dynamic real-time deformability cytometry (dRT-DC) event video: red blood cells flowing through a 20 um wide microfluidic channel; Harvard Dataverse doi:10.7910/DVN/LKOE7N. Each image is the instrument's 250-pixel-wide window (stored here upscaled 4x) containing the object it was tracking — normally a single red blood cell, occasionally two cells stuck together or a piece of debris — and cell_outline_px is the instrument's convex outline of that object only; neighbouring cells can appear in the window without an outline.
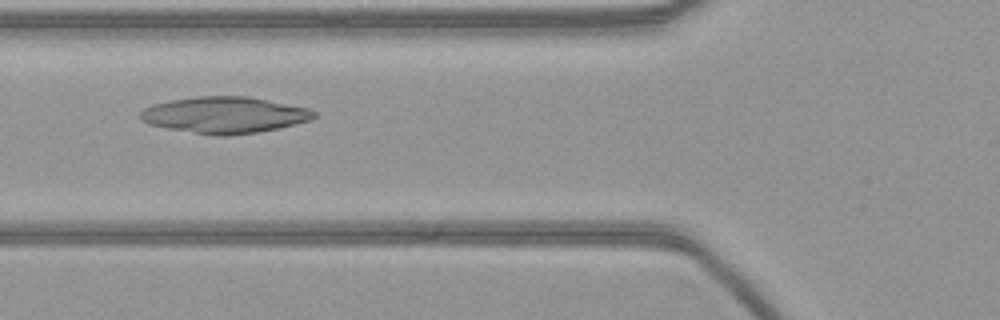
{"species": "common noctule bat (a hibernating species)", "species_latin": "Nyctalus noctula", "temperature_condition": "warm", "stored_images_in_passage": 51, "camera_frame_rate_fps": 3000, "um_per_image_px": 0.085, "animal": {"sex": "female", "body_mass_g": 21.9}, "frame": {"image": 1, "passage_image": 17, "time_ms": 5.333, "image_size_px": [1000, 320], "cell_outline_px": [[316, 116], [312, 120], [276, 128], [256, 132], [228, 136], [216, 136], [168, 128], [148, 124], [140, 120], [140, 112], [144, 108], [152, 104], [172, 100], [196, 96], [248, 96], [308, 108], [316, 112]], "centroid_in_image_um": [19.07, 9.77], "position_along_channel_um": 106.7, "area_um2": 36.7}}
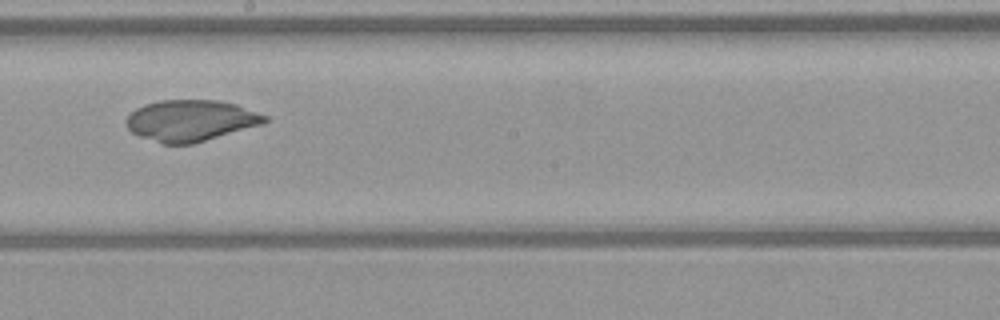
{"frame": {"image": 2, "passage_image": 27, "time_ms": 8.667, "image_size_px": [1000, 320], "cell_outline_px": [[268, 120], [264, 124], [192, 144], [164, 144], [140, 136], [132, 132], [124, 124], [124, 120], [136, 108], [144, 104], [160, 100], [216, 100], [236, 104], [268, 116]], "centroid_in_image_um": [16.21, 10.24], "position_along_channel_um": 232.0, "area_um2": 33.35}}
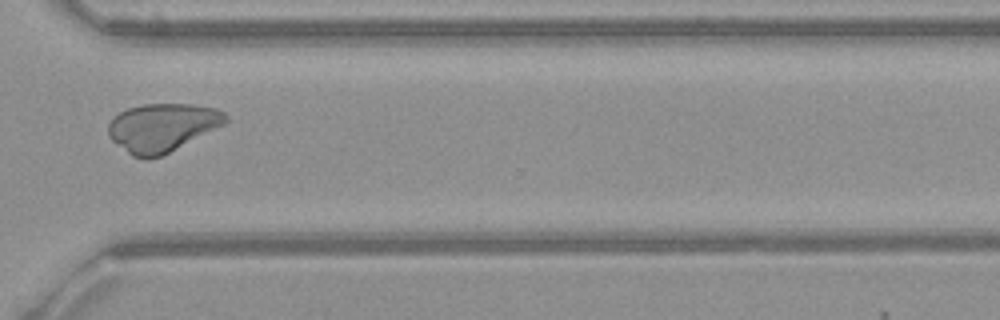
{"frame": {"image": 3, "passage_image": 37, "time_ms": 12.0, "image_size_px": [1000, 320], "cell_outline_px": [[228, 120], [224, 124], [160, 156], [148, 160], [132, 156], [112, 140], [108, 136], [108, 124], [120, 112], [128, 108], [144, 104], [192, 104], [216, 108], [224, 112], [228, 116]], "centroid_in_image_um": [13.78, 10.83], "position_along_channel_um": 356.8, "area_um2": 32.66}}